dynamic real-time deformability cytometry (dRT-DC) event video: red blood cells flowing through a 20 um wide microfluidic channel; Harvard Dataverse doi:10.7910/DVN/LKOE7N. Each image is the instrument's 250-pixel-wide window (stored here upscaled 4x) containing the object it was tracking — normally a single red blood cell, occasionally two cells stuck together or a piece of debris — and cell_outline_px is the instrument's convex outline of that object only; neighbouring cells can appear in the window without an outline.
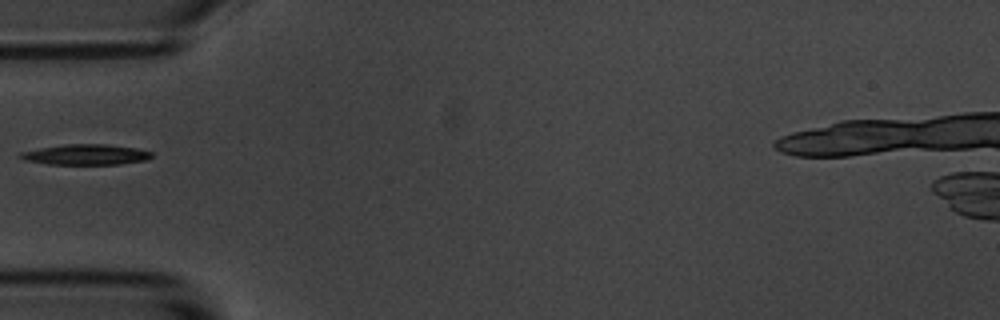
{"species": "common noctule bat (a hibernating species)", "species_latin": "Nyctalus noctula", "temperature_condition": "room temperature", "stored_images_in_passage": 8, "camera_frame_rate_fps": 3000, "um_per_image_px": 0.085, "animal": {"sex": "male", "body_mass_g": 20.1, "forearm_length_mm": 53.5}, "frame": {"image": 1, "passage_image": 4, "time_ms": 3.667, "image_size_px": [1000, 320], "cell_outline_px": [[152, 156], [148, 160], [120, 164], [48, 164], [24, 160], [16, 156], [20, 152], [40, 148], [64, 144], [104, 144], [136, 148], [152, 152]], "centroid_in_image_um": [7.27, 13.14], "position_along_channel_um": 77.7, "area_um2": 15.72}}
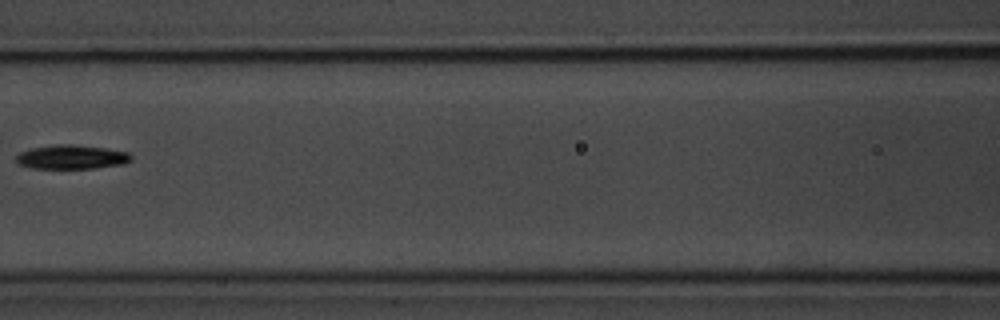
{"frame": {"image": 2, "passage_image": 6, "time_ms": 6.0, "image_size_px": [1000, 320], "cell_outline_px": [[132, 160], [124, 164], [96, 168], [32, 168], [20, 164], [16, 160], [16, 156], [20, 152], [32, 148], [60, 144], [72, 144], [104, 148], [128, 152], [132, 156]], "centroid_in_image_um": [6.12, 13.35], "position_along_channel_um": 160.5, "area_um2": 16.01}}
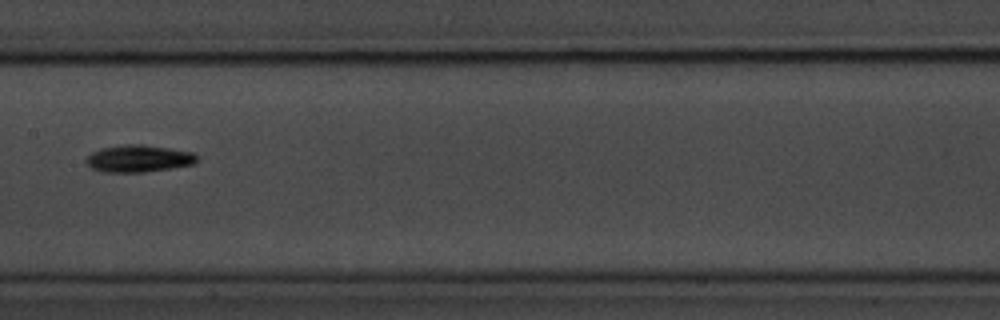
{"frame": {"image": 3, "passage_image": 7, "time_ms": 7.0, "image_size_px": [1000, 320], "cell_outline_px": [[200, 156], [192, 164], [172, 168], [144, 172], [104, 172], [92, 168], [84, 160], [92, 152], [104, 148], [124, 144], [140, 144], [196, 152]], "centroid_in_image_um": [11.82, 13.47], "position_along_channel_um": 195.6, "area_um2": 17.46}}